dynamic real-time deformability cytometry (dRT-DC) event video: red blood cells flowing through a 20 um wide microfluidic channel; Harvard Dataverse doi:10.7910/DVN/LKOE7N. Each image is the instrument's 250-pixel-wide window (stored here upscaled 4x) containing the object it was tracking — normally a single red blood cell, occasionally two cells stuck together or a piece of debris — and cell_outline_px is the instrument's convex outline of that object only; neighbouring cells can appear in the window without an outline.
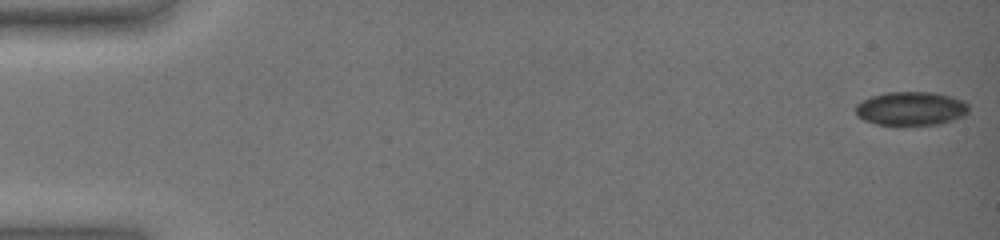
{"species": "common noctule bat (a hibernating species)", "species_latin": "Nyctalus noctula", "temperature_condition": "warm", "stored_images_in_passage": 56, "camera_frame_rate_fps": 3000, "um_per_image_px": 0.085, "animal": {"sex": "female", "body_mass_g": 19.0, "forearm_length_mm": 51.5}, "frame": {"image": 1, "passage_image": 1, "time_ms": 0.0, "image_size_px": [1000, 240], "cell_outline_px": [[968, 112], [964, 116], [940, 124], [876, 124], [864, 120], [856, 116], [856, 104], [872, 96], [888, 92], [936, 92], [952, 96], [964, 100], [968, 104]], "centroid_in_image_um": [77.46, 9.21], "position_along_channel_um": 7.5, "area_um2": 22.2}}
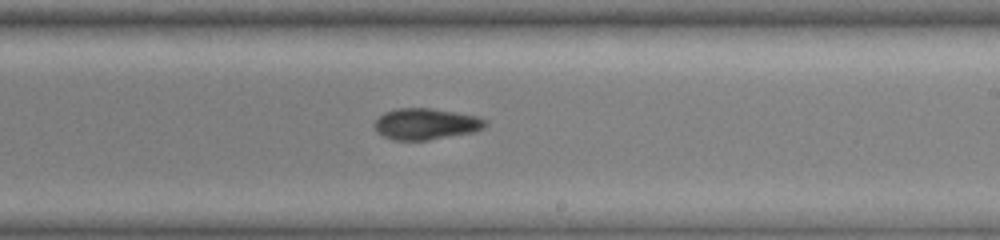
{"frame": {"image": 2, "passage_image": 36, "time_ms": 11.667, "image_size_px": [1000, 240], "cell_outline_px": [[484, 128], [476, 132], [428, 140], [396, 140], [384, 136], [376, 132], [376, 120], [384, 112], [396, 108], [432, 108], [476, 116], [484, 120]], "centroid_in_image_um": [36.19, 10.54], "position_along_channel_um": 252.8, "area_um2": 20.0}}
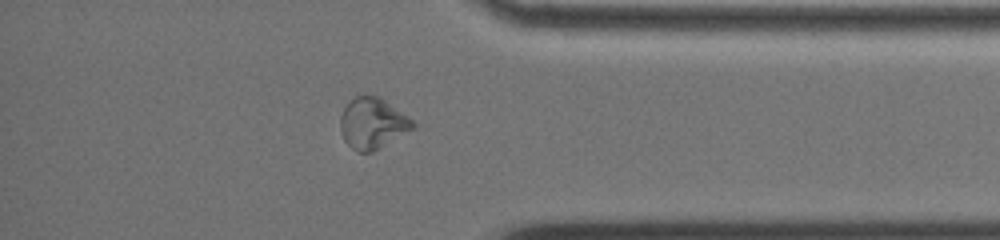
{"frame": {"image": 3, "passage_image": 49, "time_ms": 16.0, "image_size_px": [1000, 240], "cell_outline_px": [[416, 124], [412, 128], [372, 152], [356, 152], [344, 140], [340, 128], [340, 116], [344, 108], [356, 96], [380, 96], [412, 120]], "centroid_in_image_um": [31.63, 10.48], "position_along_channel_um": 403.6, "area_um2": 20.98}, "authors_computed_cell_mechanics": {"area_um2": 22.0796, "velocity_mm_per_s": 3.5444, "shape_relaxation_time_tau1_ms": null, "shape_relaxation_time_tau2_ms": 7.3091, "deformation_change_tau1": null, "deformation_change_tau2": 0.1252}}